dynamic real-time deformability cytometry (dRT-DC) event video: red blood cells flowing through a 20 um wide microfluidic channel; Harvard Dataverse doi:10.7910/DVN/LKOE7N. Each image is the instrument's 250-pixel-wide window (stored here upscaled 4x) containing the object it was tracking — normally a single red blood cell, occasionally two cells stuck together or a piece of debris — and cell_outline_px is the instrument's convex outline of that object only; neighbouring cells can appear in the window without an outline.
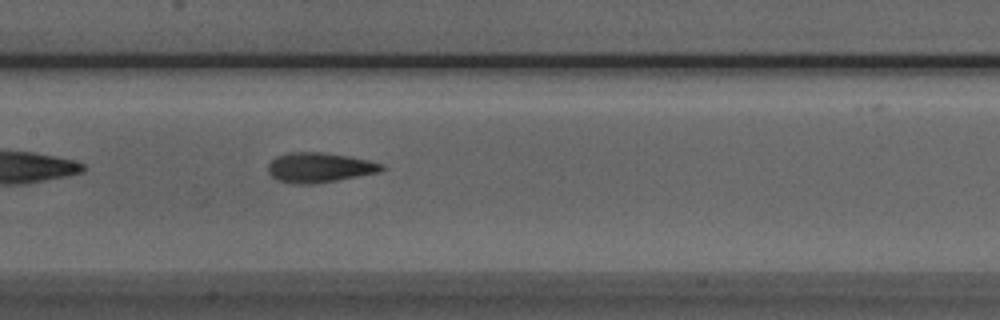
{"species": "Egyptian fruit bat (a non-hibernating species)", "species_latin": "Rousettus aegyptiacus", "temperature_condition": "room temperature", "stored_images_in_passage": 37, "camera_frame_rate_fps": 3000, "um_per_image_px": 0.085, "animal": {"sex": "male"}, "frame": {"image": 1, "passage_image": 10, "time_ms": 3.0, "image_size_px": [1000, 320], "cell_outline_px": [[388, 168], [380, 172], [336, 180], [312, 184], [296, 184], [276, 180], [268, 172], [268, 164], [276, 156], [288, 152], [324, 152], [348, 156], [368, 160], [384, 164]], "centroid_in_image_um": [27.16, 14.23], "position_along_channel_um": 180.2, "area_um2": 19.88}}
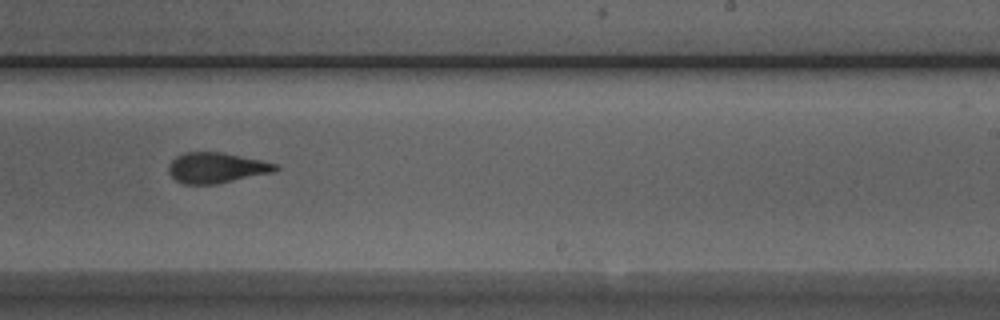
{"frame": {"image": 2, "passage_image": 17, "time_ms": 5.333, "image_size_px": [1000, 320], "cell_outline_px": [[280, 168], [272, 172], [220, 184], [184, 184], [176, 180], [168, 172], [168, 164], [176, 156], [184, 152], [220, 152], [260, 160], [276, 164]], "centroid_in_image_um": [18.36, 14.27], "position_along_channel_um": 270.6, "area_um2": 18.96}}
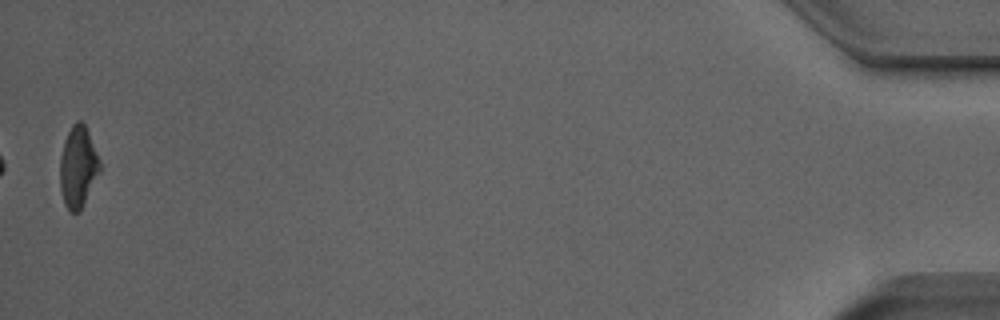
{"frame": {"image": 3, "passage_image": 37, "time_ms": 12.0, "image_size_px": [1000, 320], "cell_outline_px": [[100, 172], [80, 212], [68, 212], [64, 204], [60, 188], [60, 156], [64, 140], [72, 124], [76, 120], [80, 120], [84, 124], [88, 132], [100, 160]], "centroid_in_image_um": [6.62, 14.21], "position_along_channel_um": 428.6, "area_um2": 19.02}, "authors_computed_cell_mechanics": {"area_um2": 19.4786, "velocity_mm_per_s": 3.8921, "shape_relaxation_time_tau1_ms": 6.7086, "shape_relaxation_time_tau2_ms": 2.2719, "deformation_change_tau1": 0.1779, "deformation_change_tau2": 0.1191}}